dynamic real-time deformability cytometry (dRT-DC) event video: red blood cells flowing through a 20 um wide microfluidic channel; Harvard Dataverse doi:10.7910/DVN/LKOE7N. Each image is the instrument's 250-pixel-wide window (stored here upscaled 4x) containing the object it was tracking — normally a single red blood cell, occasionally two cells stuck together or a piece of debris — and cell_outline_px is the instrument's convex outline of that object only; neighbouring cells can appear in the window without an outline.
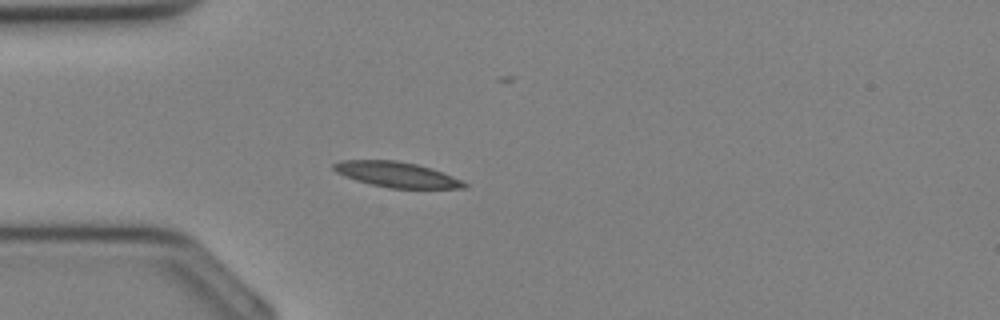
{"species": "Egyptian fruit bat (a non-hibernating species)", "species_latin": "Rousettus aegyptiacus", "temperature_condition": "cold", "stored_images_in_passage": 30, "camera_frame_rate_fps": 3000, "um_per_image_px": 0.085, "animal": {"sex": "female"}, "frame": {"image": 1, "passage_image": 9, "time_ms": 2.667, "image_size_px": [1000, 320], "cell_outline_px": [[468, 188], [388, 188], [356, 180], [336, 172], [332, 168], [332, 164], [340, 160], [396, 160], [416, 164], [452, 176], [468, 184]], "centroid_in_image_um": [33.68, 14.83], "position_along_channel_um": 51.3, "area_um2": 19.02}}
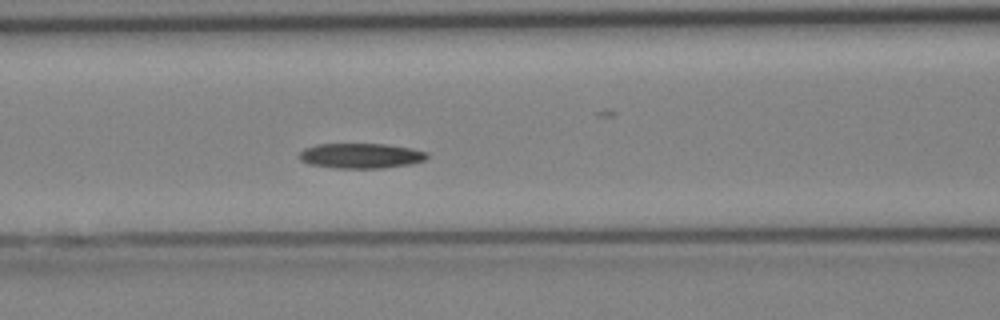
{"frame": {"image": 2, "passage_image": 14, "time_ms": 4.333, "image_size_px": [1000, 320], "cell_outline_px": [[428, 156], [424, 160], [412, 164], [384, 168], [336, 168], [308, 164], [300, 160], [300, 152], [304, 148], [316, 144], [384, 144], [412, 148], [428, 152]], "centroid_in_image_um": [30.68, 13.24], "position_along_channel_um": 135.9, "area_um2": 18.79}}
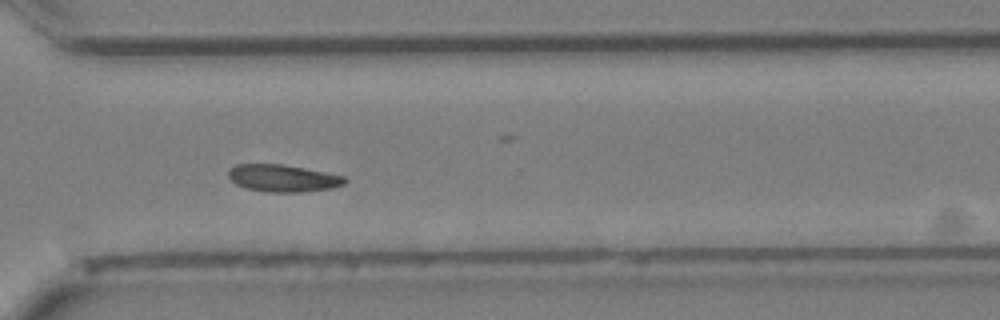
{"frame": {"image": 3, "passage_image": 25, "time_ms": 8.0, "image_size_px": [1000, 320], "cell_outline_px": [[348, 180], [344, 184], [332, 188], [300, 192], [264, 192], [248, 188], [236, 184], [228, 176], [228, 172], [236, 164], [284, 164], [344, 176]], "centroid_in_image_um": [24.06, 15.15], "position_along_channel_um": 346.5, "area_um2": 18.32}}